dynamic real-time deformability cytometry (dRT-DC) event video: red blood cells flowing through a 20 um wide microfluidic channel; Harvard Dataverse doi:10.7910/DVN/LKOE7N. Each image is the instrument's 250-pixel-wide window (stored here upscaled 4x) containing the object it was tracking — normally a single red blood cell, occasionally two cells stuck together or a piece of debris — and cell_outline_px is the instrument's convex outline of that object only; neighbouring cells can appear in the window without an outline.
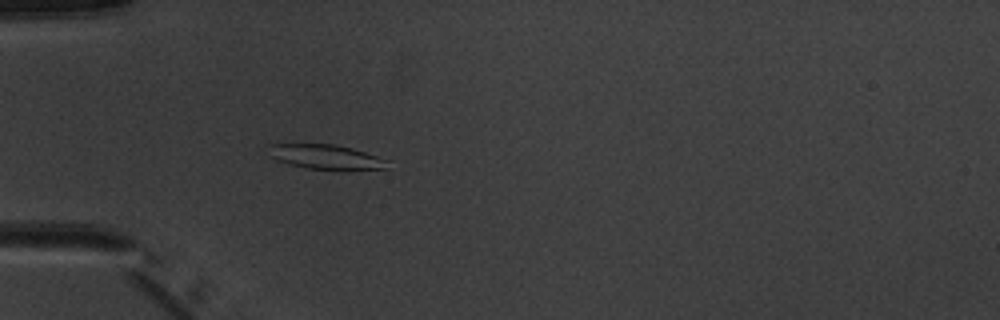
{"species": "common noctule bat (a hibernating species)", "species_latin": "Nyctalus noctula", "temperature_condition": "warm", "stored_images_in_passage": 5, "camera_frame_rate_fps": 3000, "um_per_image_px": 0.085, "animal": {"sex": "male", "body_mass_g": 20.1, "forearm_length_mm": 53.5}, "frame": {"image": 1, "passage_image": 5, "time_ms": 4.667, "image_size_px": [1000, 320], "cell_outline_px": [[392, 160], [388, 168], [348, 172], [340, 172], [308, 168], [288, 164], [276, 160], [272, 156], [268, 144], [336, 144], [352, 148]], "centroid_in_image_um": [27.86, 13.38], "position_along_channel_um": 57.1, "area_um2": 17.92}}